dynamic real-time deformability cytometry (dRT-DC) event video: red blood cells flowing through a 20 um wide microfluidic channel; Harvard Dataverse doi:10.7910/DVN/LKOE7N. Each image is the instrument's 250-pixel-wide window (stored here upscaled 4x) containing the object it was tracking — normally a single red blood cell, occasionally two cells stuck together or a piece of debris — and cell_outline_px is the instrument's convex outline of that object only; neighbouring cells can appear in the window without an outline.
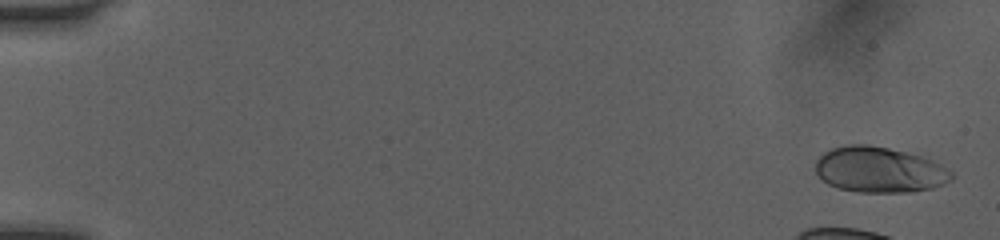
{"species": "human", "species_latin": "Homo sapiens", "temperature_condition": "room temperature", "stored_images_in_passage": 3, "camera_frame_rate_fps": 3000, "um_per_image_px": 0.085, "donor": {"sex": "female"}, "frame": {"image": 1, "passage_image": 1, "time_ms": 0.0, "image_size_px": [1000, 240], "cell_outline_px": [[956, 176], [952, 180], [944, 184], [932, 188], [912, 192], [860, 192], [840, 188], [828, 184], [820, 180], [816, 172], [816, 160], [824, 152], [832, 148], [848, 144], [868, 144], [888, 148], [920, 156], [932, 160], [940, 164], [952, 172]], "centroid_in_image_um": [74.75, 14.43], "position_along_channel_um": 10.3, "area_um2": 36.3}}